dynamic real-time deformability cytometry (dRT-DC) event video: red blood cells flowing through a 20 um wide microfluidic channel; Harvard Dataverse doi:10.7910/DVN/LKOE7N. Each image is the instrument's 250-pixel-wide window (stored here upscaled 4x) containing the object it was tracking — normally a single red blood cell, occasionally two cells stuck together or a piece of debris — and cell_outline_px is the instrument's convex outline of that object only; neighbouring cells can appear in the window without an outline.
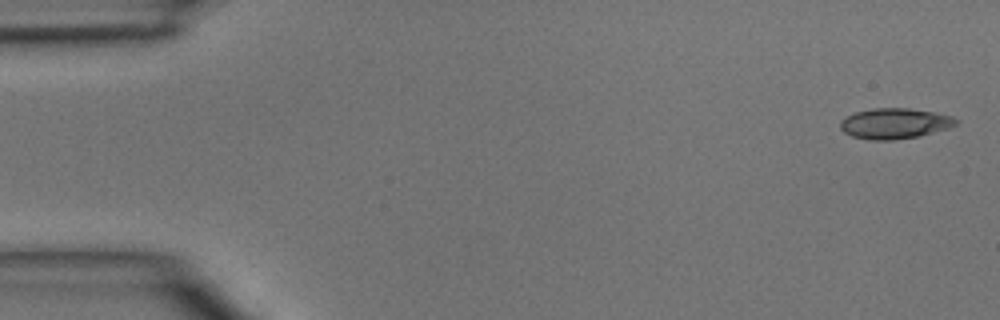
{"species": "common noctule bat (a hibernating species)", "species_latin": "Nyctalus noctula", "temperature_condition": "room temperature", "stored_images_in_passage": 46, "camera_frame_rate_fps": 3000, "um_per_image_px": 0.085, "animal": {"sex": "male", "body_mass_g": 15.6}, "frame": {"image": 1, "passage_image": 1, "time_ms": 0.0, "image_size_px": [1000, 320], "cell_outline_px": [[960, 120], [956, 124], [948, 128], [920, 136], [892, 140], [868, 140], [852, 136], [844, 132], [840, 128], [840, 120], [856, 112], [872, 108], [908, 108], [932, 112], [952, 116]], "centroid_in_image_um": [76.04, 10.5], "position_along_channel_um": 9.0, "area_um2": 20.58}}
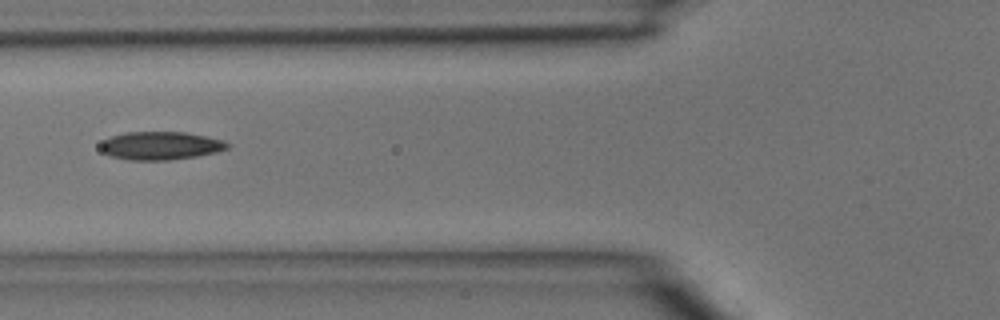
{"frame": {"image": 2, "passage_image": 17, "time_ms": 5.333, "image_size_px": [1000, 320], "cell_outline_px": [[232, 144], [228, 148], [216, 152], [196, 156], [168, 160], [128, 160], [108, 156], [100, 148], [100, 144], [104, 140], [112, 136], [124, 132], [184, 132], [224, 140]], "centroid_in_image_um": [13.64, 12.38], "position_along_channel_um": 112.2, "area_um2": 20.87}}
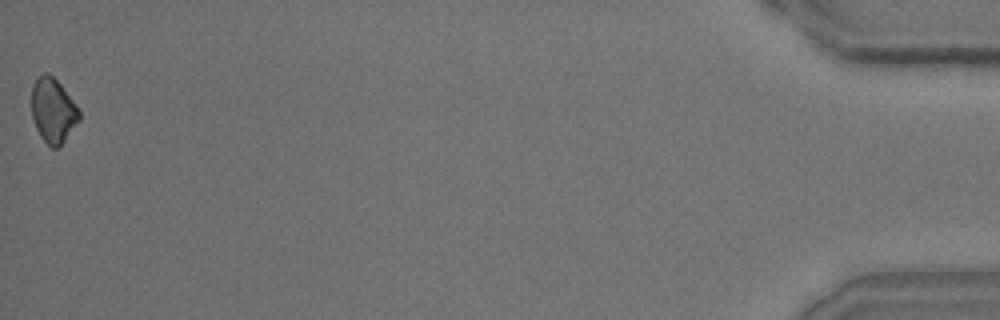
{"frame": {"image": 3, "passage_image": 46, "time_ms": 15.0, "image_size_px": [1000, 320], "cell_outline_px": [[80, 120], [60, 148], [52, 148], [40, 136], [36, 128], [32, 116], [32, 84], [44, 72], [48, 72], [60, 84], [80, 112]], "centroid_in_image_um": [4.51, 9.43], "position_along_channel_um": 430.7, "area_um2": 17.8}}